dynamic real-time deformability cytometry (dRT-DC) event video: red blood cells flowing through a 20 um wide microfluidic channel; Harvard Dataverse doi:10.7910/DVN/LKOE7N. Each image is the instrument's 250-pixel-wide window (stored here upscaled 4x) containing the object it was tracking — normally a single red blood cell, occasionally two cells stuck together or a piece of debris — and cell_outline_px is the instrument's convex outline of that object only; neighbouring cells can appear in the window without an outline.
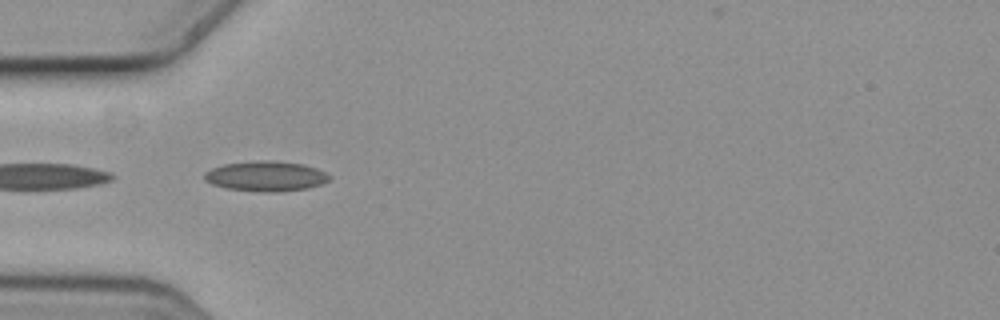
{"species": "common noctule bat (a hibernating species)", "species_latin": "Nyctalus noctula", "temperature_condition": "cold", "stored_images_in_passage": 11, "camera_frame_rate_fps": 3000, "um_per_image_px": 0.085, "animal": {"sex": "female", "body_mass_g": 19.3, "forearm_length_mm": 54.1}, "frame": {"image": 1, "passage_image": 1, "time_ms": 0.0, "image_size_px": [1000, 320], "cell_outline_px": [[332, 176], [328, 180], [320, 184], [308, 188], [276, 192], [256, 192], [228, 188], [212, 184], [204, 180], [204, 172], [212, 168], [224, 164], [256, 160], [276, 160], [304, 164], [316, 168]], "centroid_in_image_um": [22.59, 14.97], "position_along_channel_um": 62.4, "area_um2": 22.08}}
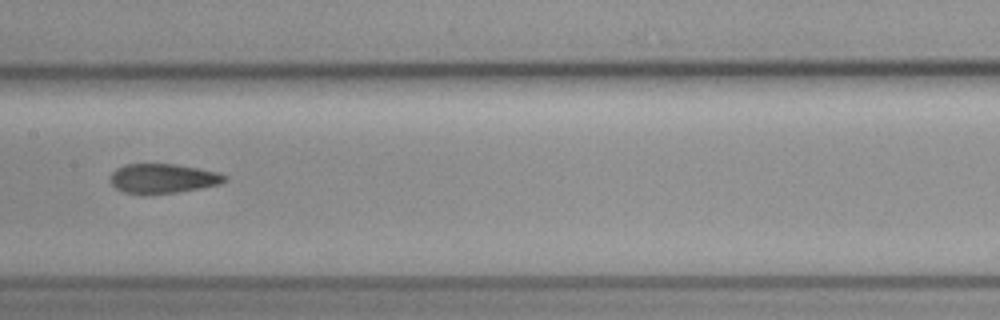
{"frame": {"image": 2, "passage_image": 4, "time_ms": 1.0, "image_size_px": [1000, 320], "cell_outline_px": [[228, 180], [220, 184], [180, 192], [144, 196], [124, 192], [116, 188], [112, 184], [112, 172], [116, 168], [124, 164], [176, 164], [220, 172], [228, 176]], "centroid_in_image_um": [13.88, 15.19], "position_along_channel_um": 193.5, "area_um2": 20.11}}
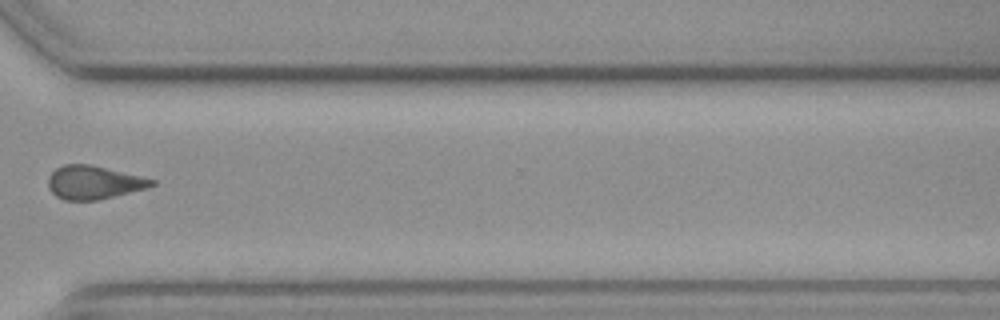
{"frame": {"image": 3, "passage_image": 8, "time_ms": 2.333, "image_size_px": [1000, 320], "cell_outline_px": [[156, 184], [144, 188], [96, 200], [64, 200], [56, 196], [48, 188], [48, 176], [56, 168], [64, 164], [88, 164], [140, 176], [156, 180]], "centroid_in_image_um": [7.91, 15.5], "position_along_channel_um": 362.7, "area_um2": 19.77}}